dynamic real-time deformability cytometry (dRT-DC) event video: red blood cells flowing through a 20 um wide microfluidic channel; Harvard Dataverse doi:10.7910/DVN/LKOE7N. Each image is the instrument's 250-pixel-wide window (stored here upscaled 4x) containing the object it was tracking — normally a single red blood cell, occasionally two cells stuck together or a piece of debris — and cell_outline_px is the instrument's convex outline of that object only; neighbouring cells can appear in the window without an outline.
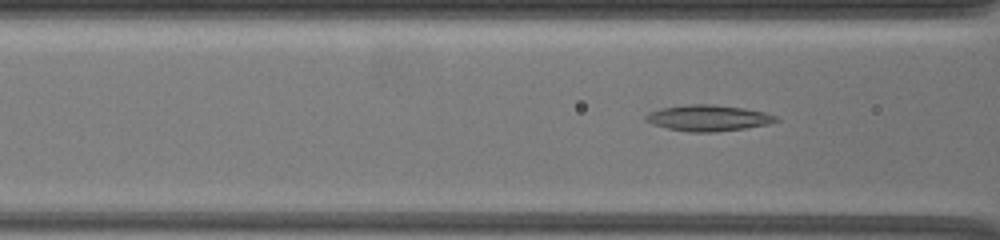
{"species": "common noctule bat (a hibernating species)", "species_latin": "Nyctalus noctula", "temperature_condition": "warm", "stored_images_in_passage": 36, "camera_frame_rate_fps": 3000, "um_per_image_px": 0.085, "animal": {"sex": "female", "body_mass_g": 19.5, "forearm_length_mm": 54.1}, "frame": {"image": 1, "passage_image": 7, "time_ms": 4.0, "image_size_px": [1000, 240], "cell_outline_px": [[780, 120], [768, 124], [744, 128], [716, 132], [688, 132], [668, 128], [652, 124], [644, 120], [644, 116], [648, 112], [660, 108], [684, 104], [712, 104], [744, 108], [764, 112], [776, 116]], "centroid_in_image_um": [60.15, 10.02], "position_along_channel_um": 106.4, "area_um2": 19.88}}
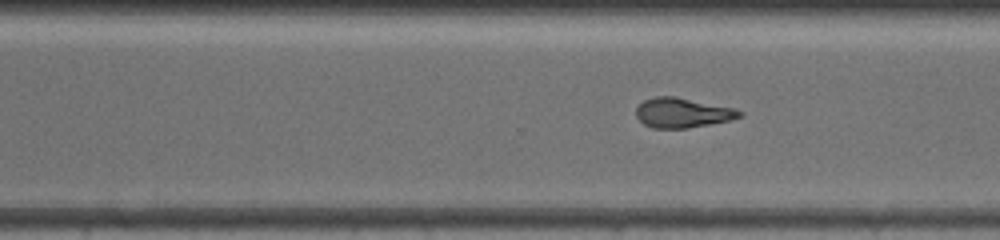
{"frame": {"image": 2, "passage_image": 24, "time_ms": 10.0, "image_size_px": [1000, 240], "cell_outline_px": [[744, 112], [740, 116], [732, 120], [688, 128], [652, 128], [644, 124], [636, 116], [636, 108], [644, 100], [656, 96], [676, 96], [732, 108]], "centroid_in_image_um": [57.99, 9.59], "position_along_channel_um": 312.6, "area_um2": 17.86}}
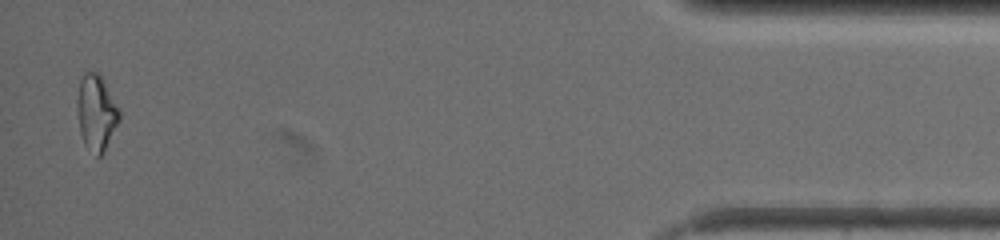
{"frame": {"image": 3, "passage_image": 36, "time_ms": 15.333, "image_size_px": [1000, 240], "cell_outline_px": [[120, 120], [104, 152], [100, 156], [96, 156], [84, 144], [80, 132], [76, 108], [76, 100], [80, 80], [84, 72], [96, 72], [104, 80], [120, 108]], "centroid_in_image_um": [8.19, 9.57], "position_along_channel_um": 427.0, "area_um2": 18.84}, "authors_computed_cell_mechanics": {"area_um2": 18.0914, "velocity_mm_per_s": 3.4412, "shape_relaxation_time_tau1_ms": null, "shape_relaxation_time_tau2_ms": 6.9074, "deformation_change_tau1": null, "deformation_change_tau2": 0.1623}}